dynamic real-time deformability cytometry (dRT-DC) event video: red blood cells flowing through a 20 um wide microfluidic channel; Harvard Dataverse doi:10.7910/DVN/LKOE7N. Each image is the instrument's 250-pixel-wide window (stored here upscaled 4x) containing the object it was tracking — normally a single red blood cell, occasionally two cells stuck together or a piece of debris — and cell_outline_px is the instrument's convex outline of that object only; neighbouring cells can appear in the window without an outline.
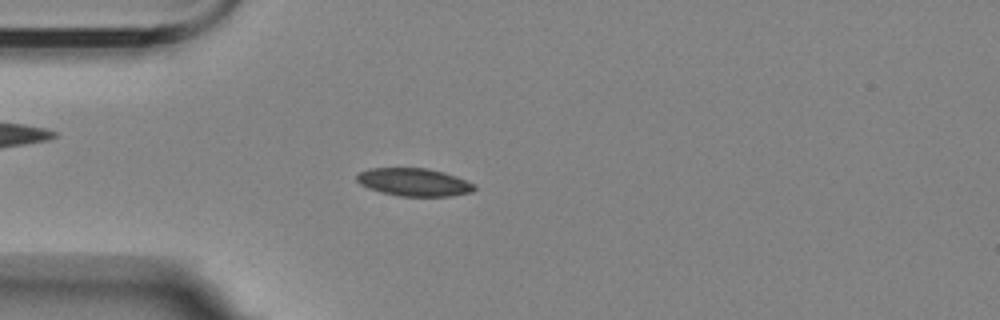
{"species": "Egyptian fruit bat (a non-hibernating species)", "species_latin": "Rousettus aegyptiacus", "temperature_condition": "room temperature", "stored_images_in_passage": 41, "camera_frame_rate_fps": 3000, "um_per_image_px": 0.085, "animal": {"sex": "female"}, "frame": {"image": 1, "passage_image": 4, "time_ms": 1.0, "image_size_px": [1000, 320], "cell_outline_px": [[476, 188], [472, 192], [452, 196], [400, 196], [380, 192], [368, 188], [360, 184], [356, 180], [356, 172], [368, 168], [428, 168], [444, 172], [456, 176], [476, 184]], "centroid_in_image_um": [35.17, 15.48], "position_along_channel_um": 49.8, "area_um2": 19.36}}
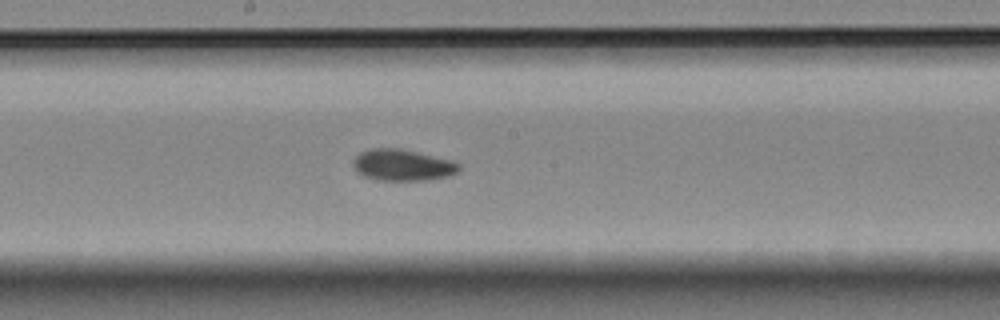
{"frame": {"image": 2, "passage_image": 19, "time_ms": 6.0, "image_size_px": [1000, 320], "cell_outline_px": [[460, 172], [448, 176], [428, 180], [376, 180], [360, 176], [352, 168], [352, 160], [360, 152], [372, 148], [400, 148], [452, 160], [460, 164]], "centroid_in_image_um": [34.18, 14.04], "position_along_channel_um": 214.0, "area_um2": 19.77}}
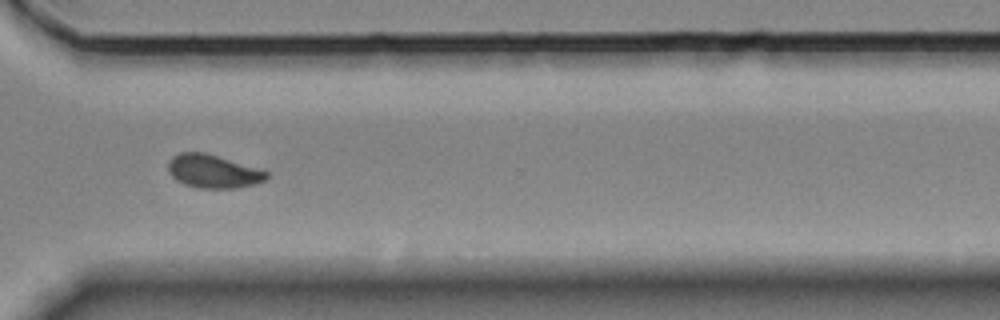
{"frame": {"image": 3, "passage_image": 31, "time_ms": 10.0, "image_size_px": [1000, 320], "cell_outline_px": [[268, 176], [264, 180], [256, 184], [236, 188], [200, 188], [184, 184], [176, 180], [168, 172], [168, 160], [172, 156], [180, 152], [204, 152], [268, 172]], "centroid_in_image_um": [18.06, 14.57], "position_along_channel_um": 352.5, "area_um2": 18.9}, "authors_computed_cell_mechanics": {"area_um2": 19.3052, "velocity_mm_per_s": 3.4585, "shape_relaxation_time_tau1_ms": 5.4424, "shape_relaxation_time_tau2_ms": 1.9152, "deformation_change_tau1": 0.1256, "deformation_change_tau2": 0.0543}}